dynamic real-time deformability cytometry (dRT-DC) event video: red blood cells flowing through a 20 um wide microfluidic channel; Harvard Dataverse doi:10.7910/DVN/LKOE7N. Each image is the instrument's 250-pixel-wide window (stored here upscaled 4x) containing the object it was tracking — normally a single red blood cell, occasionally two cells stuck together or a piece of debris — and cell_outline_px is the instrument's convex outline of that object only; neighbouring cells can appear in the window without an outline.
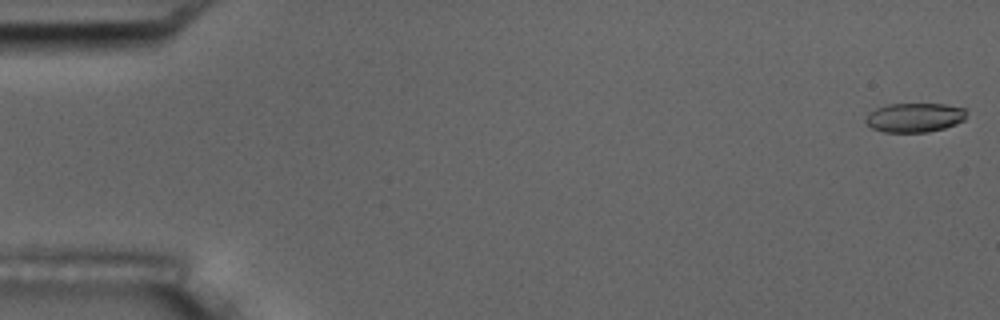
{"species": "common noctule bat (a hibernating species)", "species_latin": "Nyctalus noctula", "temperature_condition": "room temperature", "stored_images_in_passage": 5, "camera_frame_rate_fps": 3000, "um_per_image_px": 0.085, "animal": {"sex": "male", "body_mass_g": 17.5, "forearm_length_mm": 52.3}, "frame": {"image": 1, "passage_image": 1, "time_ms": 0.0, "image_size_px": [1000, 320], "cell_outline_px": [[964, 120], [956, 124], [944, 128], [928, 132], [884, 132], [872, 128], [864, 120], [868, 112], [876, 108], [888, 104], [944, 104], [964, 108]], "centroid_in_image_um": [77.7, 9.99], "position_along_channel_um": 7.3, "area_um2": 17.11}}
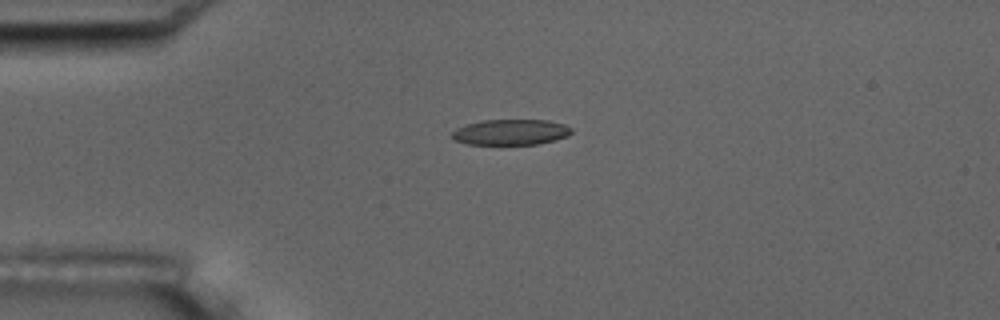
{"frame": {"image": 2, "passage_image": 5, "time_ms": 4.333, "image_size_px": [1000, 320], "cell_outline_px": [[572, 132], [568, 136], [556, 140], [536, 144], [468, 144], [456, 140], [452, 136], [452, 132], [456, 128], [480, 120], [548, 120], [564, 124], [572, 128]], "centroid_in_image_um": [43.45, 11.22], "position_along_channel_um": 41.6, "area_um2": 17.8}}